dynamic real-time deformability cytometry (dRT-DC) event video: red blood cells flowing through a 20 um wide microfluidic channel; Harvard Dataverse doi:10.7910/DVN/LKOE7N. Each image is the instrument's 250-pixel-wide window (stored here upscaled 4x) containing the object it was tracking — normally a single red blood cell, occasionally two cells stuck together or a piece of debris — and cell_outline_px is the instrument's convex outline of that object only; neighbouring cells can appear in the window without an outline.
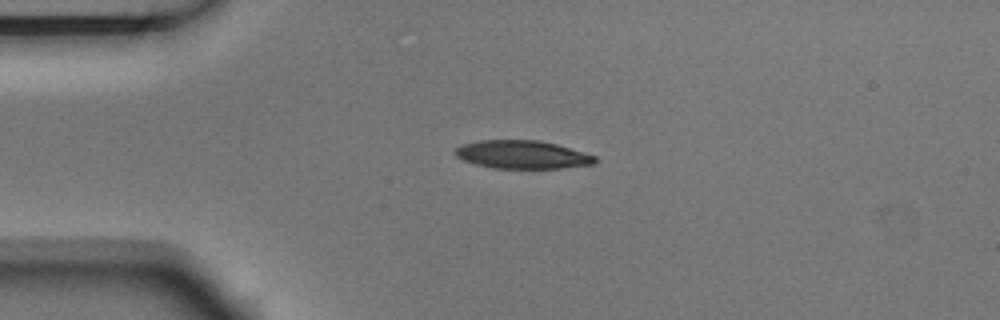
{"species": "Egyptian fruit bat (a non-hibernating species)", "species_latin": "Rousettus aegyptiacus", "temperature_condition": "room temperature", "stored_images_in_passage": 5, "camera_frame_rate_fps": 3000, "um_per_image_px": 0.085, "animal": {"sex": "male"}, "frame": {"image": 1, "passage_image": 3, "time_ms": 0.667, "image_size_px": [1000, 320], "cell_outline_px": [[596, 160], [592, 164], [560, 168], [492, 168], [476, 164], [464, 160], [456, 156], [452, 152], [460, 144], [480, 140], [540, 140], [556, 144], [596, 156]], "centroid_in_image_um": [44.34, 13.13], "position_along_channel_um": 40.7, "area_um2": 22.89}}
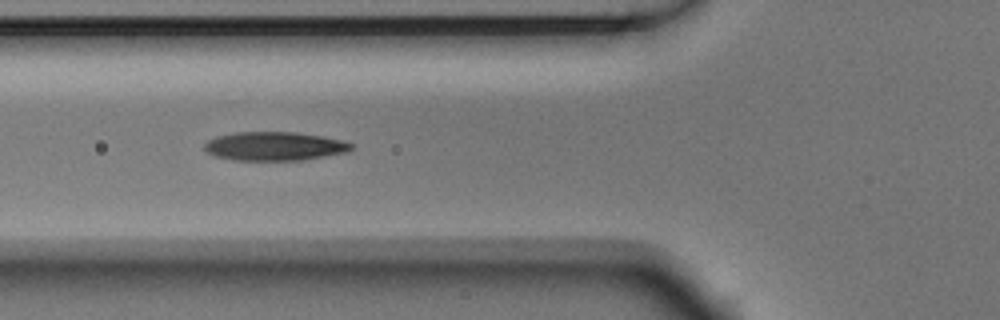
{"frame": {"image": 2, "passage_image": 5, "time_ms": 1.333, "image_size_px": [1000, 320], "cell_outline_px": [[352, 148], [348, 152], [300, 160], [232, 160], [216, 156], [208, 152], [204, 148], [204, 144], [208, 140], [216, 136], [236, 132], [300, 132], [324, 136], [340, 140], [352, 144]], "centroid_in_image_um": [23.32, 12.42], "position_along_channel_um": 102.5, "area_um2": 24.57}}